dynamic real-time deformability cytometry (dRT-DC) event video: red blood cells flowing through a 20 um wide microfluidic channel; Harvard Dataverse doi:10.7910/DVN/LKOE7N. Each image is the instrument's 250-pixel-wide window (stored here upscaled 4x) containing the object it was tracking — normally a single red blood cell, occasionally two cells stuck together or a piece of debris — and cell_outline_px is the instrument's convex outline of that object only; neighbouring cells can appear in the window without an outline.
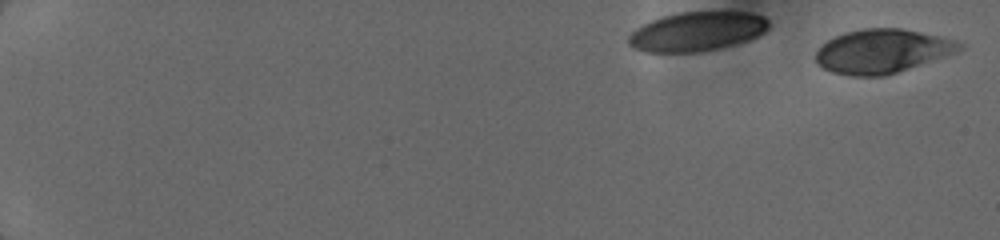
{"species": "human", "species_latin": "Homo sapiens", "temperature_condition": "cold", "stored_images_in_passage": 13, "camera_frame_rate_fps": 3000, "um_per_image_px": 0.085, "donor": {"sex": "female"}, "frame": {"image": 1, "passage_image": 1, "time_ms": 0.0, "image_size_px": [1000, 240], "cell_outline_px": [[968, 44], [960, 52], [884, 76], [852, 76], [832, 72], [816, 64], [816, 52], [828, 40], [836, 36], [860, 28], [900, 28], [940, 36], [956, 40]], "centroid_in_image_um": [75.06, 4.35], "position_along_channel_um": 9.9, "area_um2": 36.93}}
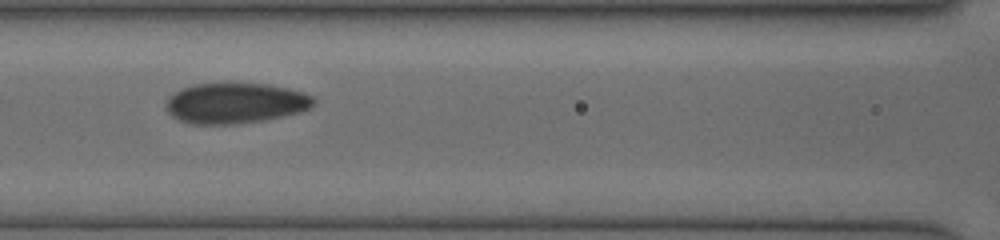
{"frame": {"image": 2, "passage_image": 10, "time_ms": 6.0, "image_size_px": [1000, 240], "cell_outline_px": [[316, 100], [312, 108], [300, 112], [284, 116], [260, 120], [232, 124], [192, 124], [180, 120], [172, 116], [164, 108], [164, 104], [168, 96], [172, 92], [180, 88], [192, 84], [224, 80], [228, 80], [268, 84], [288, 88], [304, 92], [312, 96]], "centroid_in_image_um": [19.96, 8.71], "position_along_channel_um": 146.6, "area_um2": 36.24}}
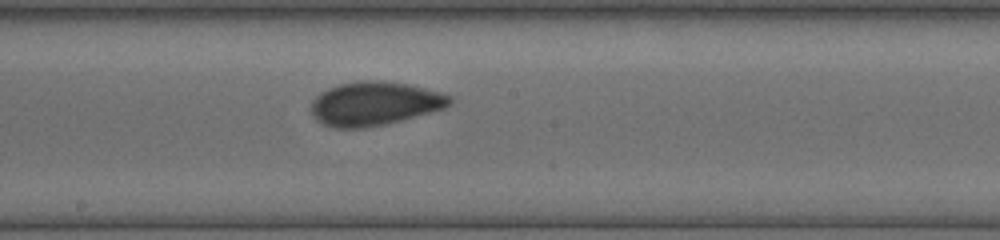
{"frame": {"image": 3, "passage_image": 13, "time_ms": 7.667, "image_size_px": [1000, 240], "cell_outline_px": [[452, 104], [444, 108], [400, 120], [384, 124], [364, 128], [336, 128], [324, 124], [316, 120], [312, 112], [312, 100], [320, 92], [328, 88], [340, 84], [356, 80], [380, 80], [408, 84], [440, 92], [452, 96]], "centroid_in_image_um": [31.83, 8.79], "position_along_channel_um": 216.4, "area_um2": 35.26}}